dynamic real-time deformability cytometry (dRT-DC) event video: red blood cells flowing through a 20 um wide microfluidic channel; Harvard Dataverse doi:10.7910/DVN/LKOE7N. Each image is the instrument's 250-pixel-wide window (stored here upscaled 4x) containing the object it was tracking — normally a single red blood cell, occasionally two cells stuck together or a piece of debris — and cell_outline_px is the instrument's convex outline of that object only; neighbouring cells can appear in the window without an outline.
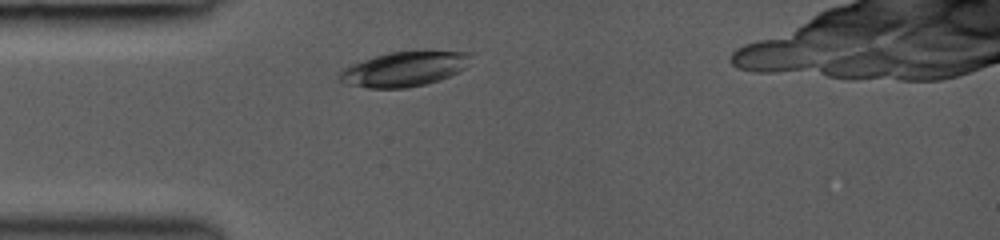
{"species": "common noctule bat (a hibernating species)", "species_latin": "Nyctalus noctula", "temperature_condition": "room temperature", "stored_images_in_passage": 32, "segment_of_instrument_passage": [1, 2], "camera_frame_rate_fps": 3000, "um_per_image_px": 0.085, "animal": {"sex": "female", "body_mass_g": 19.0, "forearm_length_mm": 53.3}, "frame": {"image": 1, "passage_image": 1, "time_ms": 0.0, "image_size_px": [1000, 240], "cell_outline_px": [[472, 52], [464, 68], [440, 80], [408, 88], [368, 88], [348, 84], [340, 80], [336, 76], [344, 68], [352, 64], [376, 56], [392, 52], [424, 48], [432, 48]], "centroid_in_image_um": [34.41, 5.81], "position_along_channel_um": 50.6, "area_um2": 27.17}}
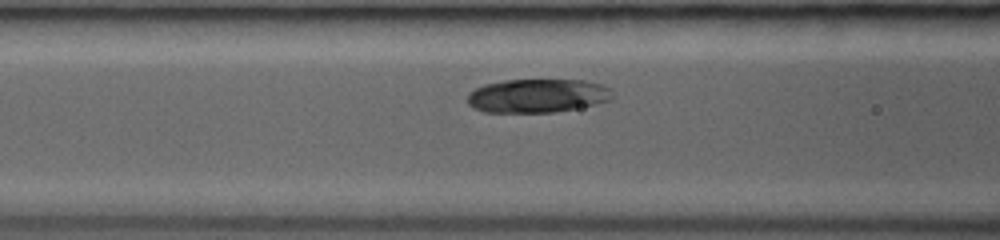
{"frame": {"image": 2, "passage_image": 7, "time_ms": 2.0, "image_size_px": [1000, 240], "cell_outline_px": [[612, 96], [608, 100], [596, 104], [576, 108], [552, 112], [484, 112], [472, 108], [468, 104], [468, 92], [484, 84], [504, 80], [584, 80], [600, 84], [612, 88]], "centroid_in_image_um": [45.65, 8.13], "position_along_channel_um": 120.9, "area_um2": 28.5}}
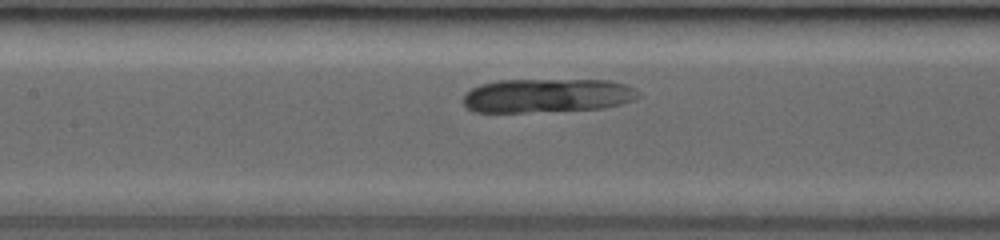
{"frame": {"image": 3, "passage_image": 10, "time_ms": 3.0, "image_size_px": [1000, 240], "cell_outline_px": [[640, 96], [632, 100], [620, 104], [604, 108], [524, 112], [472, 112], [460, 100], [472, 88], [480, 84], [500, 80], [612, 80], [636, 88], [640, 92]], "centroid_in_image_um": [46.51, 8.12], "position_along_channel_um": 160.9, "area_um2": 34.74}}